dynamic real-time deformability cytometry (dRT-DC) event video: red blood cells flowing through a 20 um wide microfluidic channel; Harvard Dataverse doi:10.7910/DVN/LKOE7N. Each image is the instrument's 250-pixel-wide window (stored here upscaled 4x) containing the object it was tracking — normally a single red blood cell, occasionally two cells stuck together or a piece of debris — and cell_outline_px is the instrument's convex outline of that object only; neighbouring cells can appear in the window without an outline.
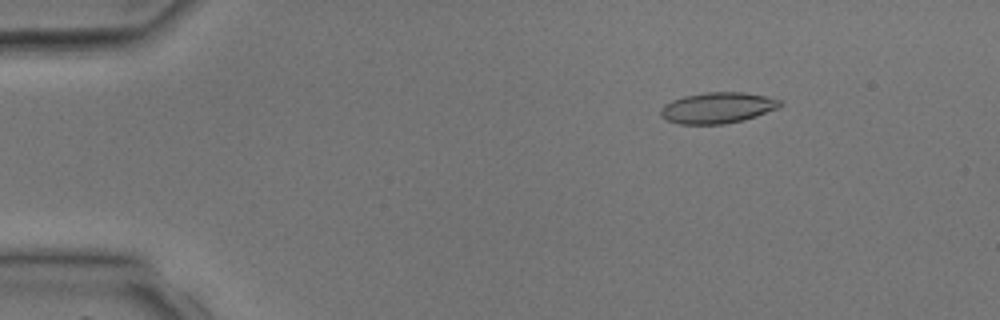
{"species": "common noctule bat (a hibernating species)", "species_latin": "Nyctalus noctula", "temperature_condition": "room temperature", "stored_images_in_passage": 5, "camera_frame_rate_fps": 3000, "um_per_image_px": 0.085, "animal": {"sex": "male", "body_mass_g": 17.9, "forearm_length_mm": 54.2}, "frame": {"image": 1, "passage_image": 2, "time_ms": 1.333, "image_size_px": [1000, 320], "cell_outline_px": [[784, 104], [776, 108], [756, 116], [744, 120], [724, 124], [680, 124], [668, 120], [660, 116], [660, 108], [664, 104], [672, 100], [684, 96], [704, 92], [744, 92], [764, 96], [780, 100]], "centroid_in_image_um": [60.96, 9.16], "position_along_channel_um": 24.0, "area_um2": 21.5}}
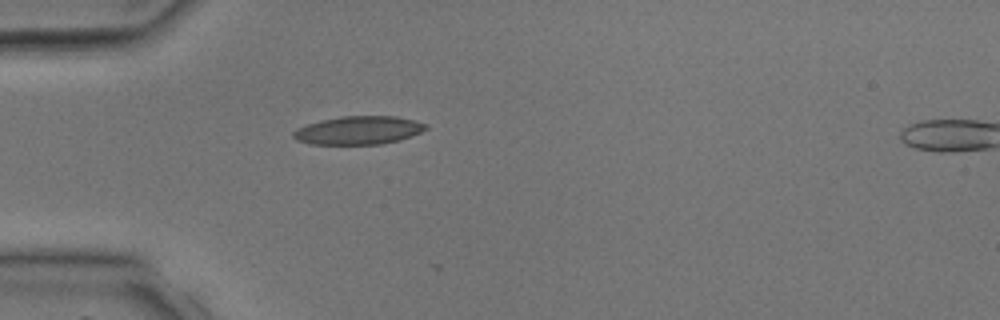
{"frame": {"image": 2, "passage_image": 4, "time_ms": 3.333, "image_size_px": [1000, 320], "cell_outline_px": [[428, 128], [412, 136], [400, 140], [380, 144], [308, 144], [296, 140], [292, 136], [292, 132], [296, 128], [320, 120], [340, 116], [396, 116], [428, 124]], "centroid_in_image_um": [30.45, 11.07], "position_along_channel_um": 54.5, "area_um2": 21.96}}